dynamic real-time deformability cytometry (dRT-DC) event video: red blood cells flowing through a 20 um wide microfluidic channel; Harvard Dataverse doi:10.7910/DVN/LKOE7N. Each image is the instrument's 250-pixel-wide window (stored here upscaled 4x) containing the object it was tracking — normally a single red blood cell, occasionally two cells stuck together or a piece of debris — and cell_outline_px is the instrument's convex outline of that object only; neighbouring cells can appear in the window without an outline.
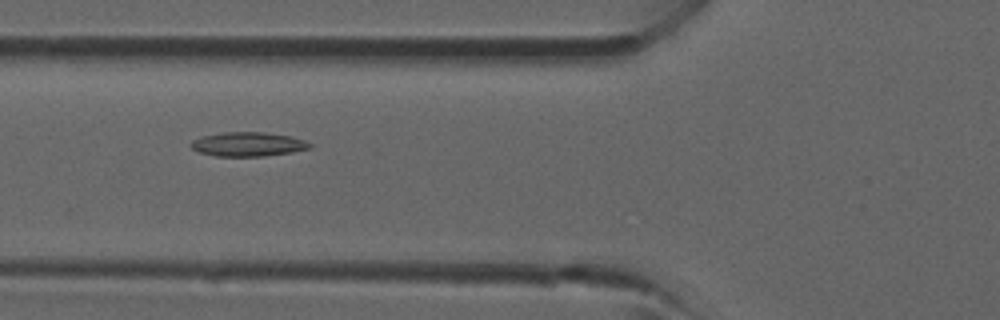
{"species": "common noctule bat (a hibernating species)", "species_latin": "Nyctalus noctula", "temperature_condition": "room temperature", "stored_images_in_passage": 4, "camera_frame_rate_fps": 3000, "um_per_image_px": 0.085, "animal": {"sex": "male", "forearm_length_mm": 52.5}, "frame": {"image": 1, "passage_image": 4, "time_ms": 3.333, "image_size_px": [1000, 320], "cell_outline_px": [[312, 148], [292, 152], [264, 156], [216, 156], [200, 152], [192, 148], [188, 144], [192, 140], [200, 136], [224, 132], [264, 132], [288, 136], [304, 140], [312, 144]], "centroid_in_image_um": [21.05, 12.26], "position_along_channel_um": 104.7, "area_um2": 16.76}}